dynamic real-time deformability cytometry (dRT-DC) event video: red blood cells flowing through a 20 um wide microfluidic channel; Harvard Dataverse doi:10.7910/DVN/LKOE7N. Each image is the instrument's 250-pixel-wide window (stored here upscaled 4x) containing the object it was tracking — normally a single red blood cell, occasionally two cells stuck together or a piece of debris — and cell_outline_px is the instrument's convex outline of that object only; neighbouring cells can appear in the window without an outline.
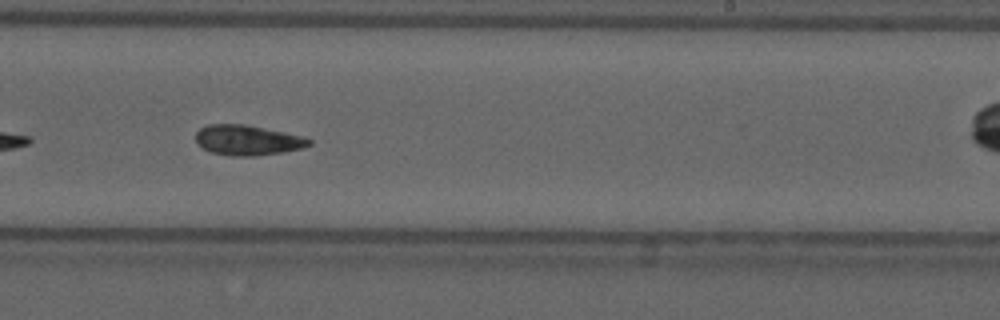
{"species": "common noctule bat (a hibernating species)", "species_latin": "Nyctalus noctula", "temperature_condition": "cold", "stored_images_in_passage": 42, "camera_frame_rate_fps": 3000, "um_per_image_px": 0.085, "animal": {"sex": "male", "forearm_length_mm": 52.5}, "frame": {"image": 1, "passage_image": 19, "time_ms": 6.0, "image_size_px": [1000, 320], "cell_outline_px": [[312, 144], [300, 148], [280, 152], [256, 156], [232, 156], [212, 152], [196, 144], [196, 132], [200, 128], [208, 124], [244, 124], [284, 132], [300, 136], [312, 140]], "centroid_in_image_um": [21.0, 11.91], "position_along_channel_um": 268.0, "area_um2": 19.71}, "authors_computed_cell_mechanics": {"area_um2": 20.23, "velocity_mm_per_s": 3.5689, "shape_relaxation_time_tau1_ms": null, "shape_relaxation_time_tau2_ms": 6.453, "deformation_change_tau1": null, "deformation_change_tau2": 0.1233}}